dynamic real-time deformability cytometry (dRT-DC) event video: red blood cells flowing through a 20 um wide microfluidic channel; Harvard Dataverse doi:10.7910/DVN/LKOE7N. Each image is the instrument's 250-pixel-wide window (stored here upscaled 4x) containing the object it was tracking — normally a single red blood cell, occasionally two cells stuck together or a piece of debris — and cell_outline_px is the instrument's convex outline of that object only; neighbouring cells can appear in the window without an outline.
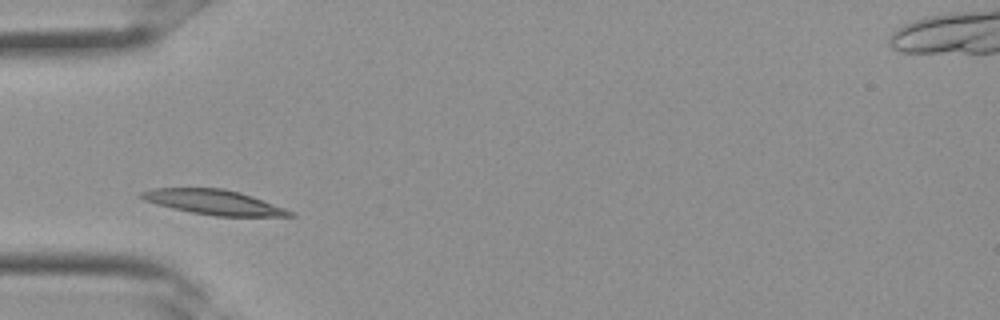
{"species": "Egyptian fruit bat (a non-hibernating species)", "species_latin": "Rousettus aegyptiacus", "temperature_condition": "room temperature", "stored_images_in_passage": 19, "camera_frame_rate_fps": 3000, "um_per_image_px": 0.085, "frame": {"image": 1, "passage_image": 1, "time_ms": 0.0, "image_size_px": [1000, 320], "cell_outline_px": [[296, 216], [216, 216], [192, 212], [172, 208], [156, 204], [144, 200], [136, 196], [140, 192], [152, 188], [224, 188], [240, 192], [252, 196], [296, 212]], "centroid_in_image_um": [18.16, 17.18], "position_along_channel_um": 66.8, "area_um2": 21.56}}
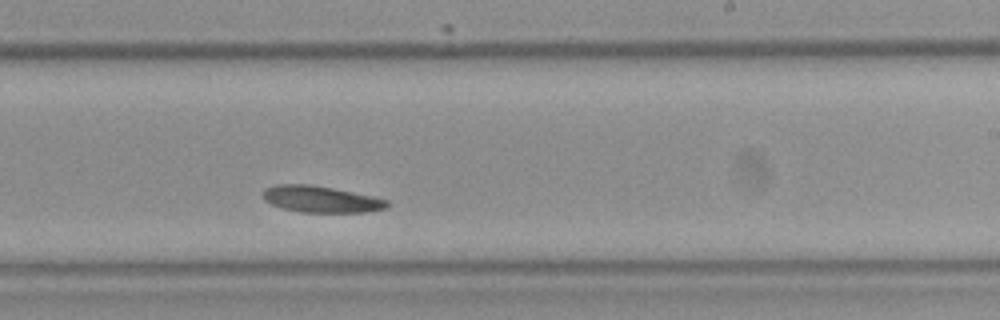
{"frame": {"image": 2, "passage_image": 11, "time_ms": 3.333, "image_size_px": [1000, 320], "cell_outline_px": [[388, 208], [364, 212], [300, 212], [284, 208], [272, 204], [264, 200], [264, 188], [276, 184], [308, 184], [332, 188], [372, 196], [388, 200]], "centroid_in_image_um": [27.28, 16.93], "position_along_channel_um": 261.7, "area_um2": 18.96}}
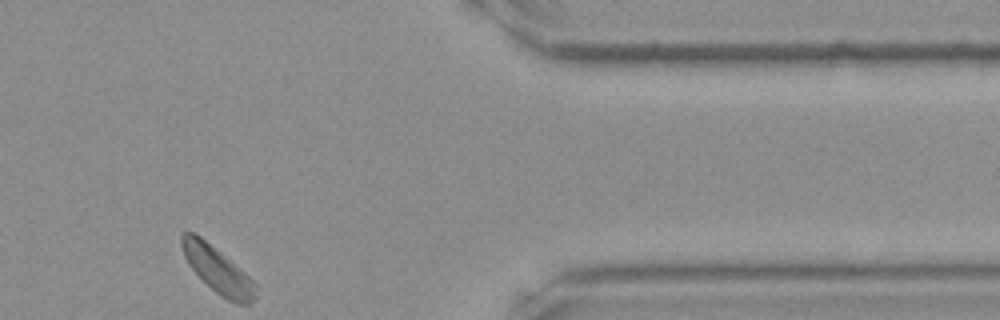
{"frame": {"image": 3, "passage_image": 19, "time_ms": 6.0, "image_size_px": [1000, 320], "cell_outline_px": [[256, 296], [248, 304], [236, 304], [220, 296], [188, 264], [184, 256], [180, 244], [180, 236], [184, 232], [192, 232], [200, 236], [244, 272], [256, 284]], "centroid_in_image_um": [18.48, 22.94], "position_along_channel_um": 392.9, "area_um2": 19.31}}